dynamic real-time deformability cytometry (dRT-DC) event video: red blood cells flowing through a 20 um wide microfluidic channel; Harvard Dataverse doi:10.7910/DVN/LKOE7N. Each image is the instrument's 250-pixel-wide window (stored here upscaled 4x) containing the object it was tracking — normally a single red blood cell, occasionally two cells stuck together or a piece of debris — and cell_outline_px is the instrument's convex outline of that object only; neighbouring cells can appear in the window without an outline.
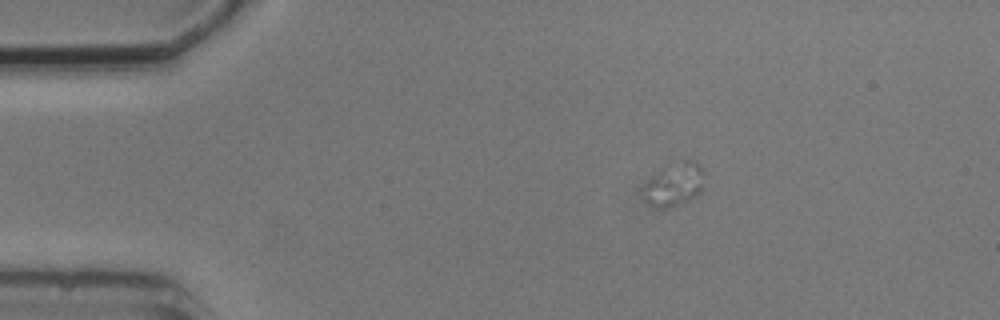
{"species": "common noctule bat (a hibernating species)", "species_latin": "Nyctalus noctula", "temperature_condition": "cold", "stored_images_in_passage": 2, "camera_frame_rate_fps": 3000, "um_per_image_px": 0.085, "animal": {"sex": "male", "body_mass_g": 20.5, "forearm_length_mm": 52.5}, "frame": {"image": 1, "passage_image": 2, "time_ms": 2.333, "image_size_px": [1000, 320], "cell_outline_px": [[704, 188], [696, 196], [676, 204], [664, 208], [652, 208], [644, 200], [640, 188], [660, 168], [684, 160], [696, 160], [700, 164], [704, 172]], "centroid_in_image_um": [57.28, 15.66], "position_along_channel_um": 27.7, "area_um2": 15.72}}